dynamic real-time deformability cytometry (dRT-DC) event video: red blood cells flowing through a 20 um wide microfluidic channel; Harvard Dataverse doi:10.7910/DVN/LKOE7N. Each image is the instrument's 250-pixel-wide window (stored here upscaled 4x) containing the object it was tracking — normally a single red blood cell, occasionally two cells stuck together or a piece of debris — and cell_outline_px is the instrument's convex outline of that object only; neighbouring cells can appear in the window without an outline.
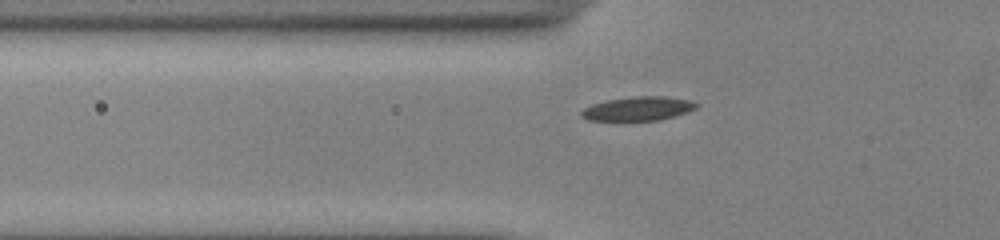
{"species": "common noctule bat (a hibernating species)", "species_latin": "Nyctalus noctula", "temperature_condition": "cold", "stored_images_in_passage": 38, "camera_frame_rate_fps": 3000, "um_per_image_px": 0.085, "animal": {"sex": "male", "body_mass_g": 13.0, "forearm_length_mm": 53.1}, "frame": {"image": 1, "passage_image": 8, "time_ms": 2.333, "image_size_px": [1000, 240], "cell_outline_px": [[700, 104], [696, 108], [688, 112], [656, 120], [588, 120], [580, 116], [580, 112], [584, 108], [592, 104], [608, 100], [636, 96], [664, 96], [688, 100]], "centroid_in_image_um": [54.22, 9.23], "position_along_channel_um": 71.6, "area_um2": 15.84}}
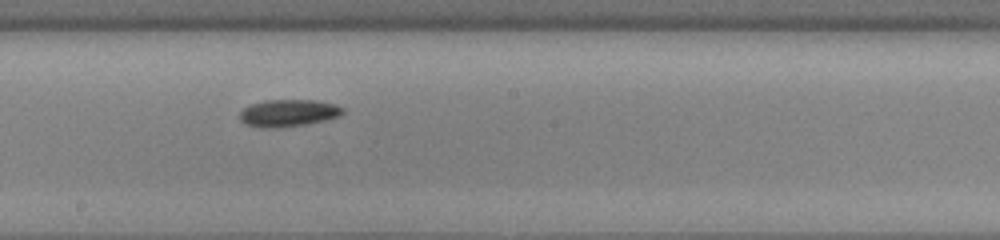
{"frame": {"image": 2, "passage_image": 20, "time_ms": 6.333, "image_size_px": [1000, 240], "cell_outline_px": [[344, 112], [340, 116], [308, 124], [280, 128], [260, 128], [244, 124], [240, 120], [240, 112], [244, 108], [252, 104], [264, 100], [316, 100], [336, 104], [344, 108]], "centroid_in_image_um": [24.51, 9.61], "position_along_channel_um": 223.7, "area_um2": 16.53}}
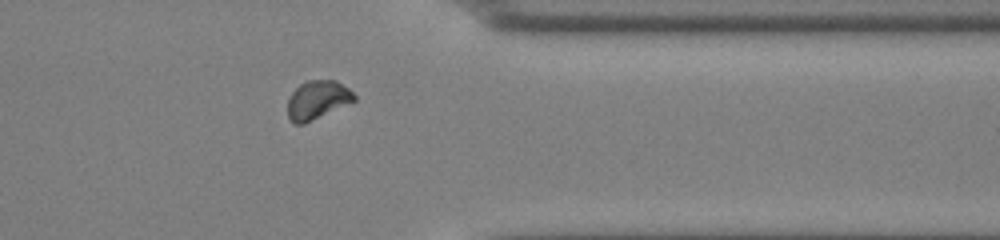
{"frame": {"image": 3, "passage_image": 33, "time_ms": 10.667, "image_size_px": [1000, 240], "cell_outline_px": [[356, 100], [304, 124], [292, 124], [288, 116], [288, 100], [292, 92], [300, 84], [308, 80], [336, 80], [348, 88], [356, 96]], "centroid_in_image_um": [26.97, 8.49], "position_along_channel_um": 384.4, "area_um2": 14.91}}